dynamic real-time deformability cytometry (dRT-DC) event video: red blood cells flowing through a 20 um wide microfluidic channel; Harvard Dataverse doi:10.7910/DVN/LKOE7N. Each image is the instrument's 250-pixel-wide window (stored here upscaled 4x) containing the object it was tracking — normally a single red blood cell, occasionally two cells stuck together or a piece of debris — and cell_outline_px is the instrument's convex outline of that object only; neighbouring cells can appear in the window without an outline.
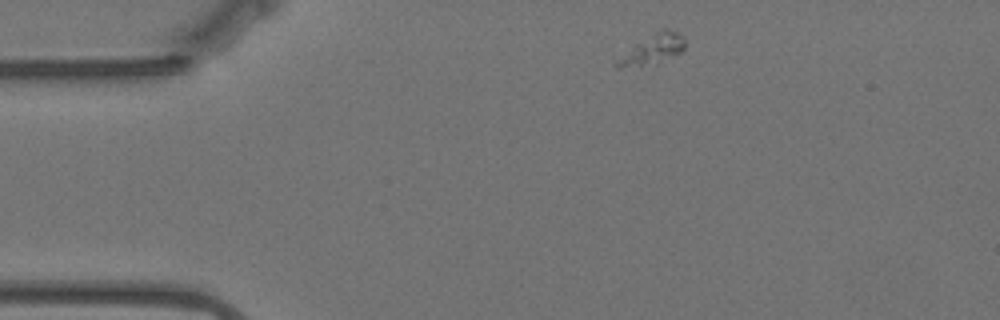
{"species": "Egyptian fruit bat (a non-hibernating species)", "species_latin": "Rousettus aegyptiacus", "temperature_condition": "warm", "stored_images_in_passage": 8, "camera_frame_rate_fps": 3000, "um_per_image_px": 0.085, "animal": {"sex": "female"}, "frame": {"image": 1, "passage_image": 1, "time_ms": 0.0, "image_size_px": [1000, 320], "cell_outline_px": [[684, 48], [680, 52], [672, 56], [660, 60], [620, 68], [612, 64], [612, 60], [636, 44], [656, 32], [664, 28], [676, 32], [684, 40]], "centroid_in_image_um": [55.39, 4.18], "position_along_channel_um": 29.6, "area_um2": 10.98}}
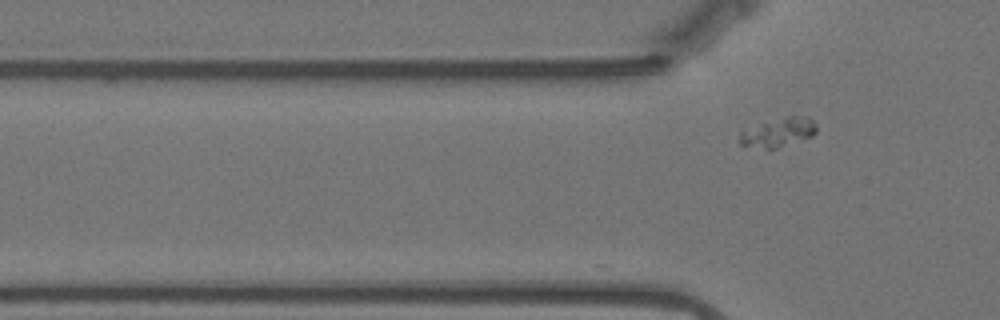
{"frame": {"image": 2, "passage_image": 8, "time_ms": 2.333, "image_size_px": [1000, 320], "cell_outline_px": [[816, 132], [812, 136], [776, 148], [764, 148], [740, 144], [740, 132], [760, 124], [788, 116], [808, 116], [816, 124]], "centroid_in_image_um": [66.2, 11.24], "position_along_channel_um": 59.6, "area_um2": 12.48}}